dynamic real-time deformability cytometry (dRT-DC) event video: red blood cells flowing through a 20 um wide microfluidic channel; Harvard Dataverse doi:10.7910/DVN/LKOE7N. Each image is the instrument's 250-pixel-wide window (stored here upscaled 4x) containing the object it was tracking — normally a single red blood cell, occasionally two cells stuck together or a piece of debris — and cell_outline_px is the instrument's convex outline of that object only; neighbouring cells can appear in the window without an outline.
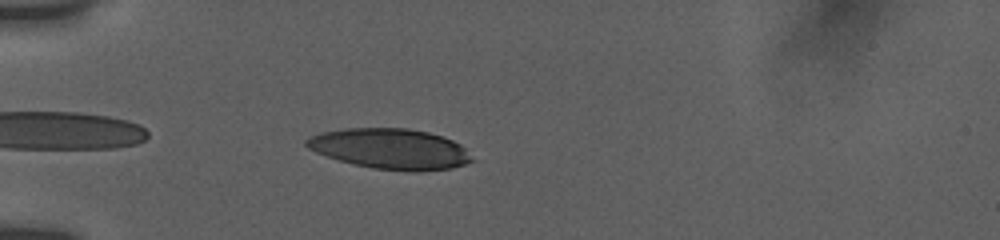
{"species": "human", "species_latin": "Homo sapiens", "temperature_condition": "room temperature", "stored_images_in_passage": 35, "camera_frame_rate_fps": 3000, "um_per_image_px": 0.085, "donor": {"sex": "female"}, "frame": {"image": 1, "passage_image": 3, "time_ms": 0.333, "image_size_px": [1000, 240], "cell_outline_px": [[476, 160], [452, 168], [372, 168], [352, 164], [316, 152], [308, 148], [304, 144], [304, 140], [308, 136], [320, 132], [348, 128], [408, 128], [428, 132], [452, 140], [460, 144]], "centroid_in_image_um": [33.1, 12.6], "position_along_channel_um": 51.9, "area_um2": 37.97}}
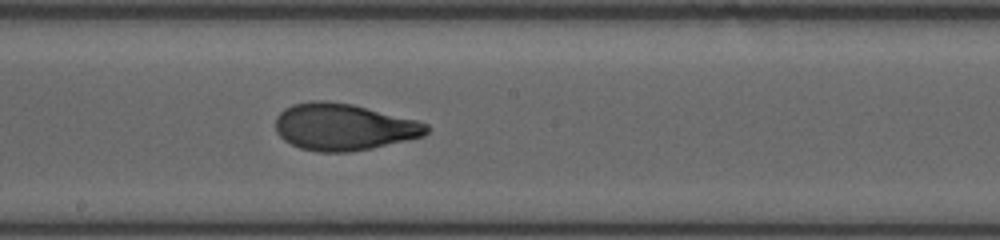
{"frame": {"image": 2, "passage_image": 17, "time_ms": 5.333, "image_size_px": [1000, 240], "cell_outline_px": [[432, 128], [424, 136], [372, 148], [348, 152], [320, 152], [300, 148], [284, 140], [276, 132], [276, 116], [284, 108], [292, 104], [312, 100], [324, 100], [352, 104], [416, 120], [428, 124]], "centroid_in_image_um": [29.2, 10.78], "position_along_channel_um": 219.0, "area_um2": 41.27}}
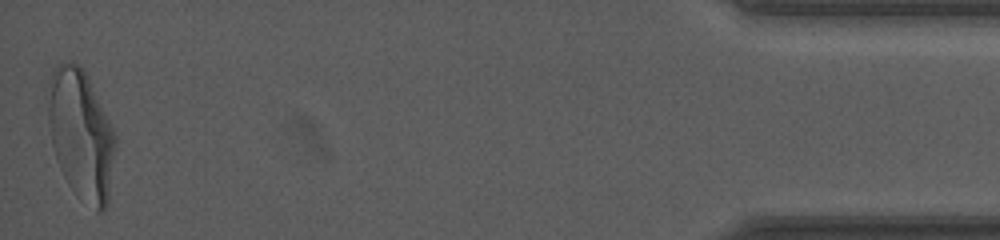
{"frame": {"image": 3, "passage_image": 35, "time_ms": 13.0, "image_size_px": [1000, 240], "cell_outline_px": [[116, 144], [108, 204], [100, 212], [96, 212], [68, 184], [60, 168], [52, 144], [44, 96], [48, 80], [56, 64], [68, 60], [76, 64], [84, 72], [116, 136]], "centroid_in_image_um": [6.84, 11.41], "position_along_channel_um": 428.4, "area_um2": 50.75}, "authors_computed_cell_mechanics": {"area_um2": 41.1536, "velocity_mm_per_s": 3.7882, "shape_relaxation_time_tau1_ms": 5.8013, "shape_relaxation_time_tau2_ms": 1.009, "deformation_change_tau1": 0.2412, "deformation_change_tau2": 0.0668}}